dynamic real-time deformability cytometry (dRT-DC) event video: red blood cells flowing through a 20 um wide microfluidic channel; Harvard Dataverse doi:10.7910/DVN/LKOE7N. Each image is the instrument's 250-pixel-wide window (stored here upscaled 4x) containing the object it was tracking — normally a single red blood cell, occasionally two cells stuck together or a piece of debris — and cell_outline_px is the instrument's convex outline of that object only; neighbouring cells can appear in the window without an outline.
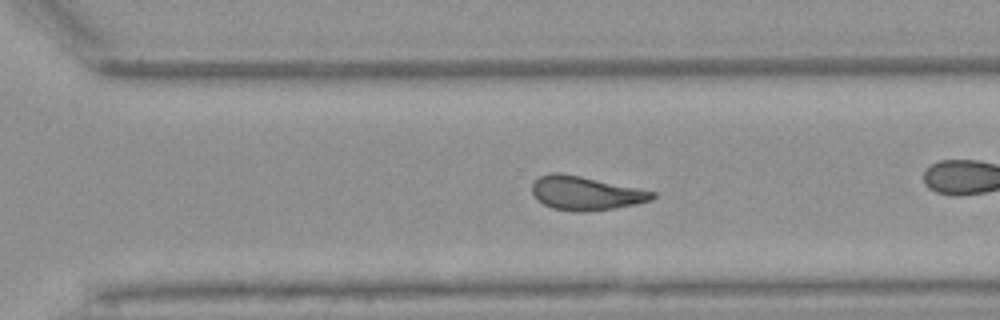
{"species": "Egyptian fruit bat (a non-hibernating species)", "species_latin": "Rousettus aegyptiacus", "temperature_condition": "warm", "stored_images_in_passage": 40, "camera_frame_rate_fps": 3000, "um_per_image_px": 0.085, "animal": {"sex": "female"}, "frame": {"image": 1, "passage_image": 23, "time_ms": 7.333, "image_size_px": [1000, 320], "cell_outline_px": [[656, 196], [652, 200], [636, 204], [612, 208], [552, 208], [536, 200], [532, 192], [532, 180], [548, 172], [560, 172], [580, 176], [656, 192]], "centroid_in_image_um": [49.74, 16.35], "position_along_channel_um": 320.9, "area_um2": 22.77}, "authors_computed_cell_mechanics": {"area_um2": 23.7847, "velocity_mm_per_s": 3.9426, "shape_relaxation_time_tau1_ms": null, "shape_relaxation_time_tau2_ms": 3.1032, "deformation_change_tau1": null, "deformation_change_tau2": 0.1164}}